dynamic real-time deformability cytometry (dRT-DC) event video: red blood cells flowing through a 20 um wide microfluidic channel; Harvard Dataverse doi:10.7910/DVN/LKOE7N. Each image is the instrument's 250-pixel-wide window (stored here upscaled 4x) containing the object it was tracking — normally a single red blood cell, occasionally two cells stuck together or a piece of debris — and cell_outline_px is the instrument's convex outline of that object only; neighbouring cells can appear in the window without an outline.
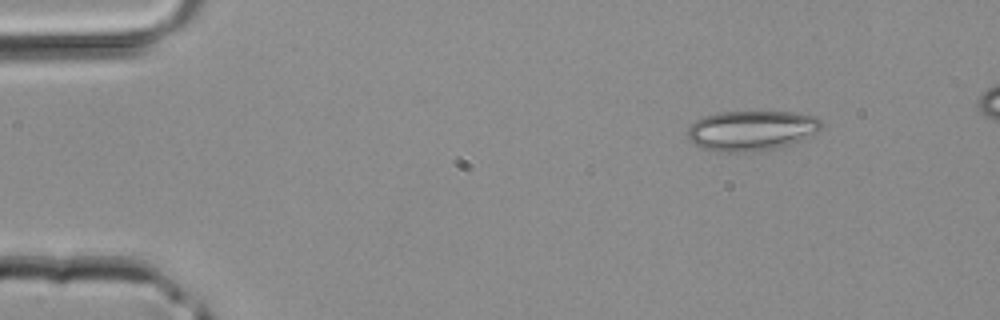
{"species": "common noctule bat (a hibernating species)", "species_latin": "Nyctalus noctula", "temperature_condition": "room temperature", "stored_images_in_passage": 38, "camera_frame_rate_fps": 3000, "um_per_image_px": 0.085, "animal": {"sex": "male", "body_mass_g": 20.4}, "frame": {"image": 1, "passage_image": 1, "time_ms": 0.0, "image_size_px": [1000, 320], "cell_outline_px": [[824, 128], [800, 140], [776, 148], [748, 152], [720, 152], [704, 148], [688, 140], [688, 128], [696, 120], [704, 116], [716, 112], [792, 112], [816, 116], [824, 124]], "centroid_in_image_um": [63.88, 11.09], "position_along_channel_um": 21.1, "area_um2": 31.21}}
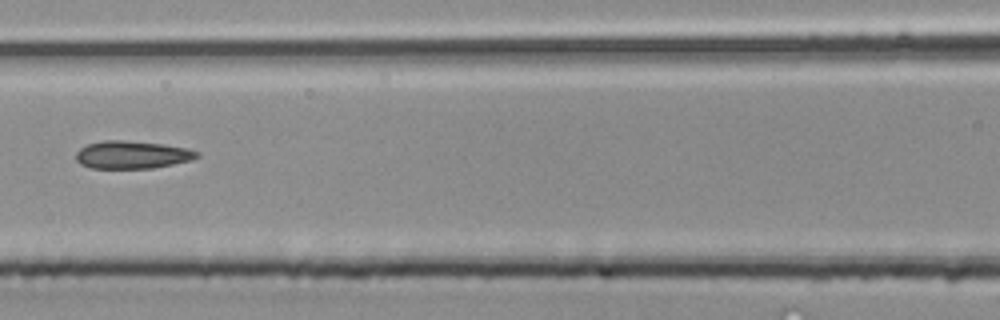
{"frame": {"image": 2, "passage_image": 15, "time_ms": 4.667, "image_size_px": [1000, 320], "cell_outline_px": [[200, 156], [192, 160], [152, 168], [92, 168], [80, 164], [76, 160], [76, 152], [80, 148], [88, 144], [104, 140], [120, 140], [164, 144], [188, 148], [200, 152]], "centroid_in_image_um": [11.25, 13.15], "position_along_channel_um": 155.4, "area_um2": 19.59}}
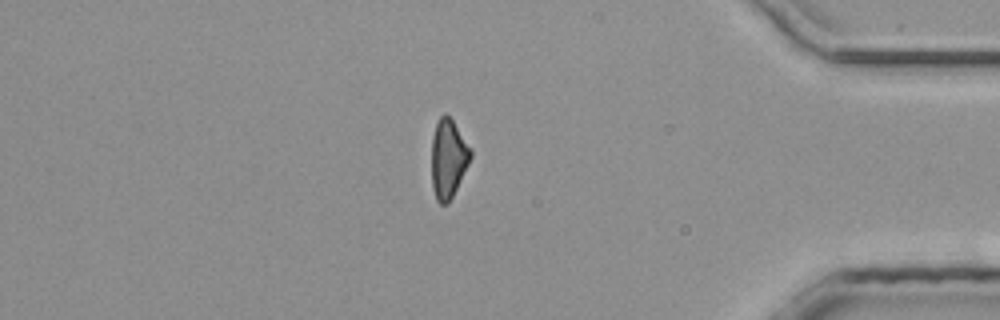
{"frame": {"image": 3, "passage_image": 32, "time_ms": 10.333, "image_size_px": [1000, 320], "cell_outline_px": [[472, 156], [448, 204], [440, 204], [436, 200], [432, 188], [432, 136], [436, 124], [440, 116], [444, 112], [452, 120], [472, 148]], "centroid_in_image_um": [38.1, 13.47], "position_along_channel_um": 397.1, "area_um2": 17.86}}